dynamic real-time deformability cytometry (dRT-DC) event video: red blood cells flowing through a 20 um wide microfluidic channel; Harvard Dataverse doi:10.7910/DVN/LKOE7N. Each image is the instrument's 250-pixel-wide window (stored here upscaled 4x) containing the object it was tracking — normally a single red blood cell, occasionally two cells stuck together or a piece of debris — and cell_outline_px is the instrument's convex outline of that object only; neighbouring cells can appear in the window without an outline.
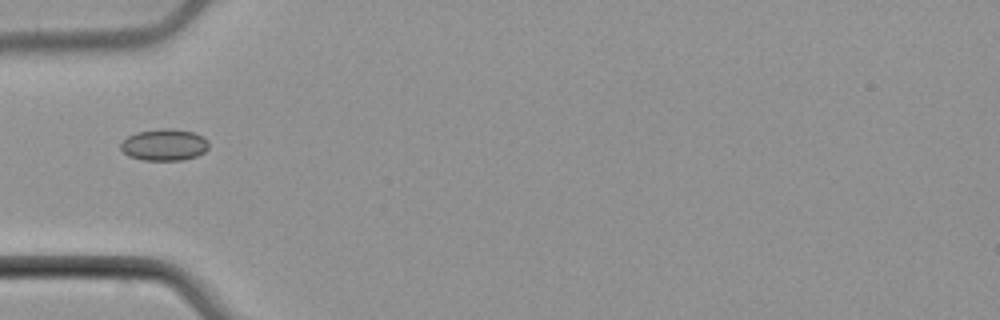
{"species": "common noctule bat (a hibernating species)", "species_latin": "Nyctalus noctula", "temperature_condition": "cold", "stored_images_in_passage": 18, "camera_frame_rate_fps": 3000, "um_per_image_px": 0.085, "animal": {"sex": "male", "body_mass_g": 21.5, "forearm_length_mm": 52.0}, "frame": {"image": 1, "passage_image": 1, "time_ms": 0.0, "image_size_px": [1000, 320], "cell_outline_px": [[208, 148], [204, 152], [196, 156], [184, 160], [144, 160], [128, 156], [120, 148], [120, 144], [128, 136], [136, 132], [160, 128], [172, 128], [192, 132], [204, 136], [208, 140]], "centroid_in_image_um": [13.97, 12.3], "position_along_channel_um": 71.0, "area_um2": 16.36}}
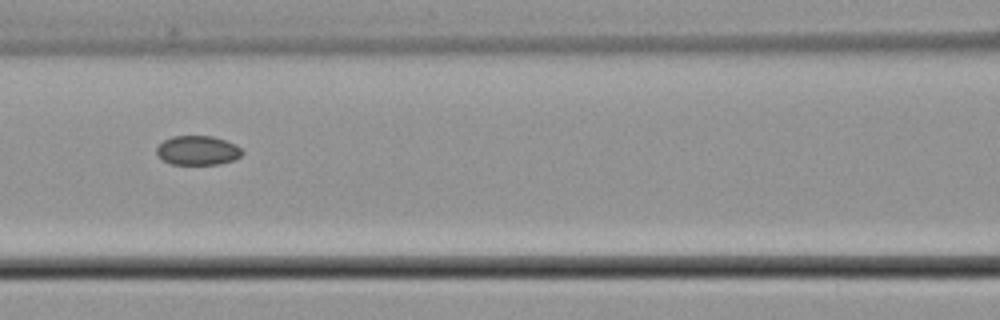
{"frame": {"image": 2, "passage_image": 7, "time_ms": 2.0, "image_size_px": [1000, 320], "cell_outline_px": [[244, 152], [240, 156], [232, 160], [220, 164], [172, 164], [164, 160], [156, 152], [156, 148], [164, 140], [172, 136], [212, 136], [236, 144]], "centroid_in_image_um": [16.81, 12.78], "position_along_channel_um": 149.8, "area_um2": 14.45}}
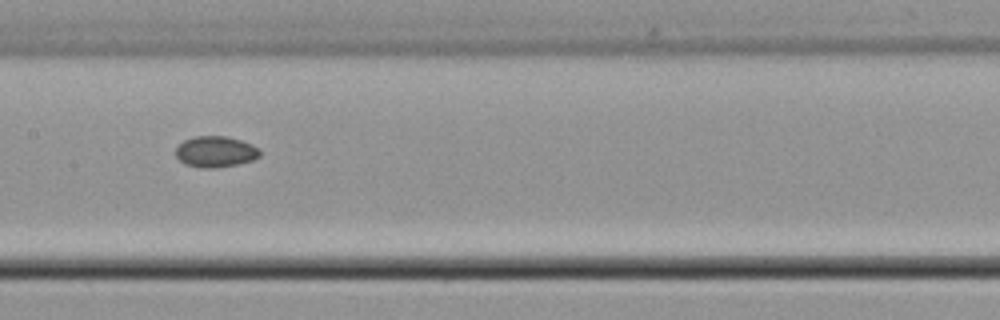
{"frame": {"image": 3, "passage_image": 10, "time_ms": 3.0, "image_size_px": [1000, 320], "cell_outline_px": [[260, 156], [252, 160], [236, 164], [212, 168], [204, 168], [184, 164], [176, 156], [176, 148], [184, 140], [192, 136], [228, 136], [252, 144], [260, 152]], "centroid_in_image_um": [18.3, 12.88], "position_along_channel_um": 189.1, "area_um2": 15.09}}